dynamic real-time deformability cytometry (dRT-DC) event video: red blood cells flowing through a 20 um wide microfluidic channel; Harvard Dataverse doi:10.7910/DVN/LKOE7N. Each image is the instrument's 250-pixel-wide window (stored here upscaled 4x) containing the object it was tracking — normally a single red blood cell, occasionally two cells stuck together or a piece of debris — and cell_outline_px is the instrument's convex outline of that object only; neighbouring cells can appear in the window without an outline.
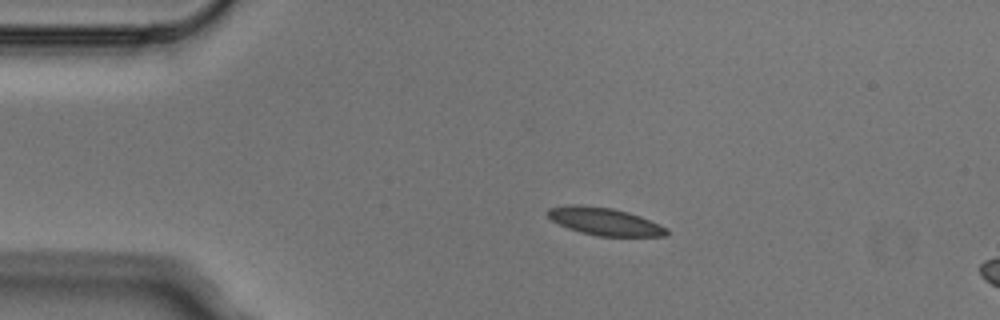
{"species": "Egyptian fruit bat (a non-hibernating species)", "species_latin": "Rousettus aegyptiacus", "temperature_condition": "cold", "stored_images_in_passage": 3, "camera_frame_rate_fps": 3000, "um_per_image_px": 0.085, "animal": {"sex": "male"}, "frame": {"image": 1, "passage_image": 2, "time_ms": 0.333, "image_size_px": [1000, 320], "cell_outline_px": [[668, 232], [664, 236], [596, 236], [580, 232], [568, 228], [552, 220], [544, 212], [548, 208], [568, 204], [580, 204], [612, 208], [628, 212], [640, 216], [660, 224], [668, 228]], "centroid_in_image_um": [51.36, 18.81], "position_along_channel_um": 33.6, "area_um2": 19.25}}